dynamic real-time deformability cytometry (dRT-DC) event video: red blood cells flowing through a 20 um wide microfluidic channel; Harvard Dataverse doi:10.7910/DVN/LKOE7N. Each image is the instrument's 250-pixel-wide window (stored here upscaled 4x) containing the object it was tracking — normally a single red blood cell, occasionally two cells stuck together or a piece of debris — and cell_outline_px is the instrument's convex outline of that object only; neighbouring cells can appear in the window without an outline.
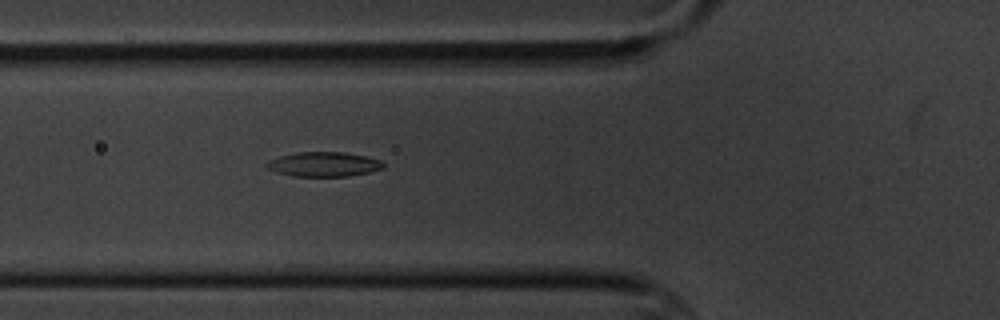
{"species": "common noctule bat (a hibernating species)", "species_latin": "Nyctalus noctula", "temperature_condition": "cold", "stored_images_in_passage": 3, "camera_frame_rate_fps": 3000, "um_per_image_px": 0.085, "animal": {"sex": "male", "body_mass_g": 20.1, "forearm_length_mm": 53.5}, "frame": {"image": 1, "passage_image": 3, "time_ms": 2.333, "image_size_px": [1000, 320], "cell_outline_px": [[384, 168], [368, 172], [348, 176], [296, 176], [276, 172], [268, 168], [264, 164], [268, 160], [280, 156], [296, 152], [344, 152], [364, 156], [380, 160], [384, 164]], "centroid_in_image_um": [27.49, 13.96], "position_along_channel_um": 98.3, "area_um2": 16.59}}